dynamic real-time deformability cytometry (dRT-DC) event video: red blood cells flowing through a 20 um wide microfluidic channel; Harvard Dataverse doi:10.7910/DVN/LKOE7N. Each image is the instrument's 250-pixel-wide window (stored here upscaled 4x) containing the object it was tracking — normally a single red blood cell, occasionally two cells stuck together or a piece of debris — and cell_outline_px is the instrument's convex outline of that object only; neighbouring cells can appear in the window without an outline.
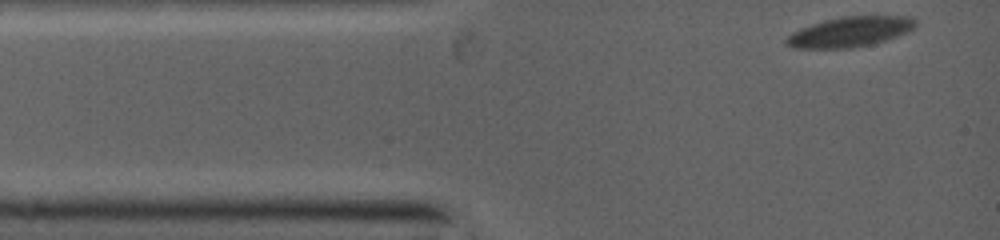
{"species": "common noctule bat (a hibernating species)", "species_latin": "Nyctalus noctula", "temperature_condition": "warm", "stored_images_in_passage": 53, "camera_frame_rate_fps": 5000, "um_per_image_px": 0.085, "animal": {"sex": "female", "body_mass_g": 19.0, "forearm_length_mm": 53.3}, "frame": {"image": 1, "passage_image": 1, "time_ms": 0.0, "image_size_px": [1000, 240], "cell_outline_px": [[916, 24], [912, 28], [904, 32], [880, 40], [848, 48], [792, 48], [788, 44], [788, 36], [804, 28], [828, 20], [844, 16], [888, 16], [916, 20]], "centroid_in_image_um": [72.19, 2.7], "position_along_channel_um": 12.8, "area_um2": 20.98}}
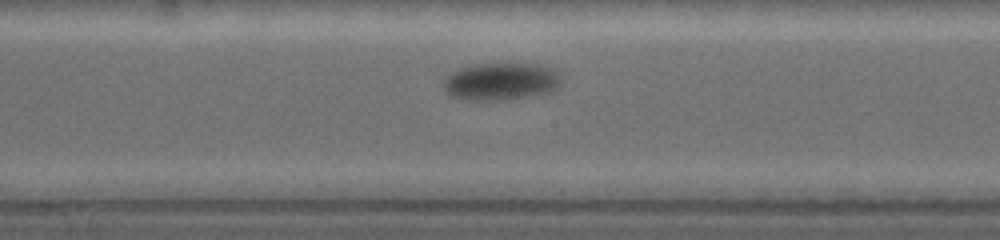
{"frame": {"image": 2, "passage_image": 31, "time_ms": 6.0, "image_size_px": [1000, 240], "cell_outline_px": [[556, 80], [548, 88], [532, 92], [504, 96], [460, 96], [448, 92], [444, 88], [444, 80], [448, 76], [464, 68], [476, 64], [496, 60], [540, 64]], "centroid_in_image_um": [42.39, 6.74], "position_along_channel_um": 205.8, "area_um2": 22.25}}
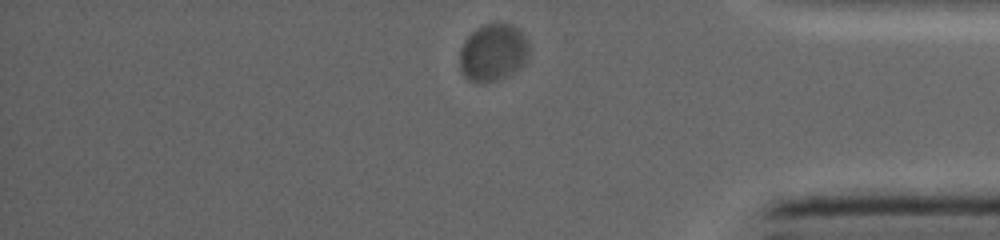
{"frame": {"image": 3, "passage_image": 53, "time_ms": 11.2, "image_size_px": [1000, 240], "cell_outline_px": [[528, 52], [520, 64], [512, 72], [496, 80], [472, 80], [464, 76], [460, 68], [460, 48], [464, 40], [476, 28], [484, 24], [512, 24], [524, 36], [528, 48]], "centroid_in_image_um": [41.85, 4.41], "position_along_channel_um": 393.4, "area_um2": 22.14}}